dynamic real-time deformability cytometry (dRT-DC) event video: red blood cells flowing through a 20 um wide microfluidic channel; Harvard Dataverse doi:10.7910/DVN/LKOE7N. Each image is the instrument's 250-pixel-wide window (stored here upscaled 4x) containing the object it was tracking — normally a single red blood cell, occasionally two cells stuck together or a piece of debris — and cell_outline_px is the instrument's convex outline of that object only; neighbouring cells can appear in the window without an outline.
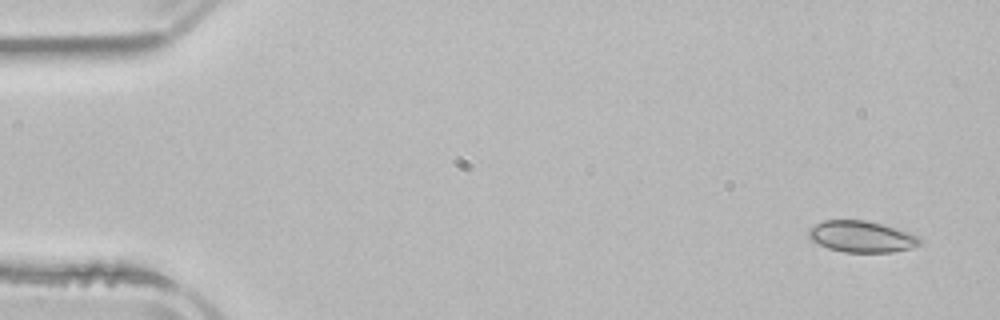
{"species": "common noctule bat (a hibernating species)", "species_latin": "Nyctalus noctula", "temperature_condition": "room temperature", "stored_images_in_passage": 3, "camera_frame_rate_fps": 3000, "um_per_image_px": 0.085, "animal": {"sex": "male", "body_mass_g": 21.5, "forearm_length_mm": 52.0}, "frame": {"image": 1, "passage_image": 1, "time_ms": 0.0, "image_size_px": [1000, 320], "cell_outline_px": [[924, 240], [920, 244], [912, 248], [892, 252], [844, 252], [828, 248], [812, 240], [808, 236], [808, 228], [824, 220], [864, 220], [884, 224], [920, 236]], "centroid_in_image_um": [73.27, 20.11], "position_along_channel_um": 11.7, "area_um2": 20.46}}
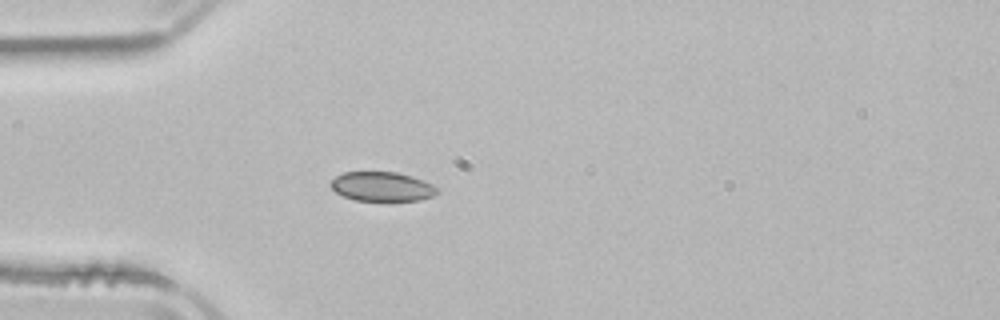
{"frame": {"image": 2, "passage_image": 3, "time_ms": 4.0, "image_size_px": [1000, 320], "cell_outline_px": [[440, 192], [432, 196], [420, 200], [356, 200], [344, 196], [336, 192], [328, 184], [336, 176], [344, 172], [396, 172], [412, 176], [432, 184]], "centroid_in_image_um": [32.46, 15.85], "position_along_channel_um": 52.5, "area_um2": 18.03}}